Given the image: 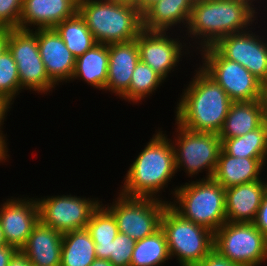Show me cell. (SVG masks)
Here are the masks:
<instances>
[{
  "instance_id": "6da1fadb",
  "label": "cell",
  "mask_w": 267,
  "mask_h": 266,
  "mask_svg": "<svg viewBox=\"0 0 267 266\" xmlns=\"http://www.w3.org/2000/svg\"><path fill=\"white\" fill-rule=\"evenodd\" d=\"M195 72L175 107V122L190 131L219 134L233 101L200 66Z\"/></svg>"
},
{
  "instance_id": "7a4b0ae2",
  "label": "cell",
  "mask_w": 267,
  "mask_h": 266,
  "mask_svg": "<svg viewBox=\"0 0 267 266\" xmlns=\"http://www.w3.org/2000/svg\"><path fill=\"white\" fill-rule=\"evenodd\" d=\"M257 13L251 6L239 0L196 1L187 30L183 31L187 32L191 41L194 40L199 45L196 50L200 51L214 46L223 37L251 29L250 26L258 18Z\"/></svg>"
},
{
  "instance_id": "3957f363",
  "label": "cell",
  "mask_w": 267,
  "mask_h": 266,
  "mask_svg": "<svg viewBox=\"0 0 267 266\" xmlns=\"http://www.w3.org/2000/svg\"><path fill=\"white\" fill-rule=\"evenodd\" d=\"M132 162L118 193L162 200L159 193L177 173L171 139L158 130Z\"/></svg>"
},
{
  "instance_id": "277c9868",
  "label": "cell",
  "mask_w": 267,
  "mask_h": 266,
  "mask_svg": "<svg viewBox=\"0 0 267 266\" xmlns=\"http://www.w3.org/2000/svg\"><path fill=\"white\" fill-rule=\"evenodd\" d=\"M78 13L97 43L128 42L142 28V14L135 6L107 0H78Z\"/></svg>"
},
{
  "instance_id": "5b68a950",
  "label": "cell",
  "mask_w": 267,
  "mask_h": 266,
  "mask_svg": "<svg viewBox=\"0 0 267 266\" xmlns=\"http://www.w3.org/2000/svg\"><path fill=\"white\" fill-rule=\"evenodd\" d=\"M173 190L169 205L183 218L213 233L226 223L225 188L213 178L191 180Z\"/></svg>"
},
{
  "instance_id": "8992f818",
  "label": "cell",
  "mask_w": 267,
  "mask_h": 266,
  "mask_svg": "<svg viewBox=\"0 0 267 266\" xmlns=\"http://www.w3.org/2000/svg\"><path fill=\"white\" fill-rule=\"evenodd\" d=\"M163 230L171 259L180 266H196L213 250L214 233L183 218L170 205L162 215Z\"/></svg>"
},
{
  "instance_id": "52a82bcc",
  "label": "cell",
  "mask_w": 267,
  "mask_h": 266,
  "mask_svg": "<svg viewBox=\"0 0 267 266\" xmlns=\"http://www.w3.org/2000/svg\"><path fill=\"white\" fill-rule=\"evenodd\" d=\"M175 128L176 136L171 140L174 149L176 172L181 169L192 178L204 171L206 178H212L217 166L221 139L219 134L194 132L187 130L178 123ZM207 169V170H206Z\"/></svg>"
},
{
  "instance_id": "ba28073f",
  "label": "cell",
  "mask_w": 267,
  "mask_h": 266,
  "mask_svg": "<svg viewBox=\"0 0 267 266\" xmlns=\"http://www.w3.org/2000/svg\"><path fill=\"white\" fill-rule=\"evenodd\" d=\"M200 67L213 78L233 102L260 100L267 88L241 64L225 58L214 46L199 51Z\"/></svg>"
},
{
  "instance_id": "9c48e42d",
  "label": "cell",
  "mask_w": 267,
  "mask_h": 266,
  "mask_svg": "<svg viewBox=\"0 0 267 266\" xmlns=\"http://www.w3.org/2000/svg\"><path fill=\"white\" fill-rule=\"evenodd\" d=\"M213 249L243 266H260L267 261V238L253 223H224L214 233Z\"/></svg>"
},
{
  "instance_id": "30bf717a",
  "label": "cell",
  "mask_w": 267,
  "mask_h": 266,
  "mask_svg": "<svg viewBox=\"0 0 267 266\" xmlns=\"http://www.w3.org/2000/svg\"><path fill=\"white\" fill-rule=\"evenodd\" d=\"M170 202L166 199L128 197L119 193L110 206H104L115 217L118 231L137 241L161 228L163 212Z\"/></svg>"
},
{
  "instance_id": "8fae6325",
  "label": "cell",
  "mask_w": 267,
  "mask_h": 266,
  "mask_svg": "<svg viewBox=\"0 0 267 266\" xmlns=\"http://www.w3.org/2000/svg\"><path fill=\"white\" fill-rule=\"evenodd\" d=\"M8 50L17 63V70L22 89L47 94L57 85L47 75L45 65L38 49V29L10 30Z\"/></svg>"
},
{
  "instance_id": "7c38bea8",
  "label": "cell",
  "mask_w": 267,
  "mask_h": 266,
  "mask_svg": "<svg viewBox=\"0 0 267 266\" xmlns=\"http://www.w3.org/2000/svg\"><path fill=\"white\" fill-rule=\"evenodd\" d=\"M43 197L36 199L39 221L62 234L87 228L92 213L102 203L98 198L71 194Z\"/></svg>"
},
{
  "instance_id": "4fadbf2b",
  "label": "cell",
  "mask_w": 267,
  "mask_h": 266,
  "mask_svg": "<svg viewBox=\"0 0 267 266\" xmlns=\"http://www.w3.org/2000/svg\"><path fill=\"white\" fill-rule=\"evenodd\" d=\"M168 33L142 29L136 38L140 61L150 66L164 81L178 67L184 53L190 56L186 47L188 43L184 44L180 42V38H172ZM182 48L188 52H184Z\"/></svg>"
},
{
  "instance_id": "5bb4252c",
  "label": "cell",
  "mask_w": 267,
  "mask_h": 266,
  "mask_svg": "<svg viewBox=\"0 0 267 266\" xmlns=\"http://www.w3.org/2000/svg\"><path fill=\"white\" fill-rule=\"evenodd\" d=\"M250 30L221 38L214 47L246 68L267 87V42Z\"/></svg>"
},
{
  "instance_id": "9a60e30c",
  "label": "cell",
  "mask_w": 267,
  "mask_h": 266,
  "mask_svg": "<svg viewBox=\"0 0 267 266\" xmlns=\"http://www.w3.org/2000/svg\"><path fill=\"white\" fill-rule=\"evenodd\" d=\"M13 196L0 205V224L7 245L17 250L25 245L33 227L39 222V209L36 199Z\"/></svg>"
},
{
  "instance_id": "2e32d148",
  "label": "cell",
  "mask_w": 267,
  "mask_h": 266,
  "mask_svg": "<svg viewBox=\"0 0 267 266\" xmlns=\"http://www.w3.org/2000/svg\"><path fill=\"white\" fill-rule=\"evenodd\" d=\"M38 49L47 75L56 85L71 81L76 58L54 28L38 29Z\"/></svg>"
},
{
  "instance_id": "e0dca14e",
  "label": "cell",
  "mask_w": 267,
  "mask_h": 266,
  "mask_svg": "<svg viewBox=\"0 0 267 266\" xmlns=\"http://www.w3.org/2000/svg\"><path fill=\"white\" fill-rule=\"evenodd\" d=\"M139 60L136 39L109 44L108 75L104 91H111L129 102L131 77Z\"/></svg>"
},
{
  "instance_id": "ac0fdd59",
  "label": "cell",
  "mask_w": 267,
  "mask_h": 266,
  "mask_svg": "<svg viewBox=\"0 0 267 266\" xmlns=\"http://www.w3.org/2000/svg\"><path fill=\"white\" fill-rule=\"evenodd\" d=\"M78 12V0H23L19 28H54Z\"/></svg>"
},
{
  "instance_id": "d6986e66",
  "label": "cell",
  "mask_w": 267,
  "mask_h": 266,
  "mask_svg": "<svg viewBox=\"0 0 267 266\" xmlns=\"http://www.w3.org/2000/svg\"><path fill=\"white\" fill-rule=\"evenodd\" d=\"M266 190L264 179L226 188V222L252 223Z\"/></svg>"
},
{
  "instance_id": "ffe728a7",
  "label": "cell",
  "mask_w": 267,
  "mask_h": 266,
  "mask_svg": "<svg viewBox=\"0 0 267 266\" xmlns=\"http://www.w3.org/2000/svg\"><path fill=\"white\" fill-rule=\"evenodd\" d=\"M63 234L40 221L33 230L21 252L34 266H60Z\"/></svg>"
},
{
  "instance_id": "44dd1931",
  "label": "cell",
  "mask_w": 267,
  "mask_h": 266,
  "mask_svg": "<svg viewBox=\"0 0 267 266\" xmlns=\"http://www.w3.org/2000/svg\"><path fill=\"white\" fill-rule=\"evenodd\" d=\"M267 158H240L227 154L222 148L219 152L213 179L225 189L243 183L262 180L260 177Z\"/></svg>"
},
{
  "instance_id": "7402d4cb",
  "label": "cell",
  "mask_w": 267,
  "mask_h": 266,
  "mask_svg": "<svg viewBox=\"0 0 267 266\" xmlns=\"http://www.w3.org/2000/svg\"><path fill=\"white\" fill-rule=\"evenodd\" d=\"M193 5V0H159L142 14V28L170 31L176 25L180 27L181 23L186 28Z\"/></svg>"
},
{
  "instance_id": "603a6c76",
  "label": "cell",
  "mask_w": 267,
  "mask_h": 266,
  "mask_svg": "<svg viewBox=\"0 0 267 266\" xmlns=\"http://www.w3.org/2000/svg\"><path fill=\"white\" fill-rule=\"evenodd\" d=\"M109 64V44L97 43L83 55L76 58L71 81L79 79L95 89L104 90Z\"/></svg>"
},
{
  "instance_id": "cb8c5ba5",
  "label": "cell",
  "mask_w": 267,
  "mask_h": 266,
  "mask_svg": "<svg viewBox=\"0 0 267 266\" xmlns=\"http://www.w3.org/2000/svg\"><path fill=\"white\" fill-rule=\"evenodd\" d=\"M262 124V104L260 100L232 102L225 118L220 139L240 137Z\"/></svg>"
},
{
  "instance_id": "d4e9b609",
  "label": "cell",
  "mask_w": 267,
  "mask_h": 266,
  "mask_svg": "<svg viewBox=\"0 0 267 266\" xmlns=\"http://www.w3.org/2000/svg\"><path fill=\"white\" fill-rule=\"evenodd\" d=\"M99 255L86 228L63 233L60 266H90Z\"/></svg>"
},
{
  "instance_id": "484cf974",
  "label": "cell",
  "mask_w": 267,
  "mask_h": 266,
  "mask_svg": "<svg viewBox=\"0 0 267 266\" xmlns=\"http://www.w3.org/2000/svg\"><path fill=\"white\" fill-rule=\"evenodd\" d=\"M169 259L171 257L166 236L160 228L152 235L135 242L130 266H162Z\"/></svg>"
},
{
  "instance_id": "4316f807",
  "label": "cell",
  "mask_w": 267,
  "mask_h": 266,
  "mask_svg": "<svg viewBox=\"0 0 267 266\" xmlns=\"http://www.w3.org/2000/svg\"><path fill=\"white\" fill-rule=\"evenodd\" d=\"M54 29L75 58L83 55L97 44L86 22L78 12L73 17L56 25Z\"/></svg>"
},
{
  "instance_id": "83f0119b",
  "label": "cell",
  "mask_w": 267,
  "mask_h": 266,
  "mask_svg": "<svg viewBox=\"0 0 267 266\" xmlns=\"http://www.w3.org/2000/svg\"><path fill=\"white\" fill-rule=\"evenodd\" d=\"M221 148L229 155L267 158V132L263 124L240 137L221 139Z\"/></svg>"
},
{
  "instance_id": "f1b7e54d",
  "label": "cell",
  "mask_w": 267,
  "mask_h": 266,
  "mask_svg": "<svg viewBox=\"0 0 267 266\" xmlns=\"http://www.w3.org/2000/svg\"><path fill=\"white\" fill-rule=\"evenodd\" d=\"M101 253L118 235V225L113 214L103 203L92 213L86 228Z\"/></svg>"
},
{
  "instance_id": "f546056e",
  "label": "cell",
  "mask_w": 267,
  "mask_h": 266,
  "mask_svg": "<svg viewBox=\"0 0 267 266\" xmlns=\"http://www.w3.org/2000/svg\"><path fill=\"white\" fill-rule=\"evenodd\" d=\"M164 80L147 64L139 60L131 77L129 86V102L140 103L153 95Z\"/></svg>"
},
{
  "instance_id": "4dcf8cb0",
  "label": "cell",
  "mask_w": 267,
  "mask_h": 266,
  "mask_svg": "<svg viewBox=\"0 0 267 266\" xmlns=\"http://www.w3.org/2000/svg\"><path fill=\"white\" fill-rule=\"evenodd\" d=\"M21 91L17 63L12 53L6 49L0 55V96L6 97L13 103Z\"/></svg>"
},
{
  "instance_id": "1f68e13d",
  "label": "cell",
  "mask_w": 267,
  "mask_h": 266,
  "mask_svg": "<svg viewBox=\"0 0 267 266\" xmlns=\"http://www.w3.org/2000/svg\"><path fill=\"white\" fill-rule=\"evenodd\" d=\"M135 242L128 235L119 232L100 255L114 266H130Z\"/></svg>"
},
{
  "instance_id": "d6a6232c",
  "label": "cell",
  "mask_w": 267,
  "mask_h": 266,
  "mask_svg": "<svg viewBox=\"0 0 267 266\" xmlns=\"http://www.w3.org/2000/svg\"><path fill=\"white\" fill-rule=\"evenodd\" d=\"M23 0H0V27L19 28Z\"/></svg>"
},
{
  "instance_id": "836d02e7",
  "label": "cell",
  "mask_w": 267,
  "mask_h": 266,
  "mask_svg": "<svg viewBox=\"0 0 267 266\" xmlns=\"http://www.w3.org/2000/svg\"><path fill=\"white\" fill-rule=\"evenodd\" d=\"M196 266H243V265L231 262L226 257L220 255L215 249H213Z\"/></svg>"
},
{
  "instance_id": "e575fe53",
  "label": "cell",
  "mask_w": 267,
  "mask_h": 266,
  "mask_svg": "<svg viewBox=\"0 0 267 266\" xmlns=\"http://www.w3.org/2000/svg\"><path fill=\"white\" fill-rule=\"evenodd\" d=\"M252 223L267 238V190L263 195L261 205Z\"/></svg>"
},
{
  "instance_id": "d590c367",
  "label": "cell",
  "mask_w": 267,
  "mask_h": 266,
  "mask_svg": "<svg viewBox=\"0 0 267 266\" xmlns=\"http://www.w3.org/2000/svg\"><path fill=\"white\" fill-rule=\"evenodd\" d=\"M13 103L10 102L6 97L4 96H0V147L8 154V146L6 143L7 142V137L4 135V131H2V126H3V122L5 121L6 117H7V113L9 111V109H11V105Z\"/></svg>"
},
{
  "instance_id": "8d00e7d4",
  "label": "cell",
  "mask_w": 267,
  "mask_h": 266,
  "mask_svg": "<svg viewBox=\"0 0 267 266\" xmlns=\"http://www.w3.org/2000/svg\"><path fill=\"white\" fill-rule=\"evenodd\" d=\"M18 250L11 245L0 246V266H8L9 261Z\"/></svg>"
},
{
  "instance_id": "74e56055",
  "label": "cell",
  "mask_w": 267,
  "mask_h": 266,
  "mask_svg": "<svg viewBox=\"0 0 267 266\" xmlns=\"http://www.w3.org/2000/svg\"><path fill=\"white\" fill-rule=\"evenodd\" d=\"M8 266H31L28 258L18 250L9 261Z\"/></svg>"
},
{
  "instance_id": "f35d334b",
  "label": "cell",
  "mask_w": 267,
  "mask_h": 266,
  "mask_svg": "<svg viewBox=\"0 0 267 266\" xmlns=\"http://www.w3.org/2000/svg\"><path fill=\"white\" fill-rule=\"evenodd\" d=\"M11 28L0 27V55L8 49V39Z\"/></svg>"
},
{
  "instance_id": "ab89813d",
  "label": "cell",
  "mask_w": 267,
  "mask_h": 266,
  "mask_svg": "<svg viewBox=\"0 0 267 266\" xmlns=\"http://www.w3.org/2000/svg\"><path fill=\"white\" fill-rule=\"evenodd\" d=\"M260 102L262 104V124L267 132V88L265 89Z\"/></svg>"
},
{
  "instance_id": "60d3db41",
  "label": "cell",
  "mask_w": 267,
  "mask_h": 266,
  "mask_svg": "<svg viewBox=\"0 0 267 266\" xmlns=\"http://www.w3.org/2000/svg\"><path fill=\"white\" fill-rule=\"evenodd\" d=\"M159 0H138L137 8L141 14H143L151 5Z\"/></svg>"
},
{
  "instance_id": "b9f144b4",
  "label": "cell",
  "mask_w": 267,
  "mask_h": 266,
  "mask_svg": "<svg viewBox=\"0 0 267 266\" xmlns=\"http://www.w3.org/2000/svg\"><path fill=\"white\" fill-rule=\"evenodd\" d=\"M90 266H114L109 260L99 255Z\"/></svg>"
},
{
  "instance_id": "7bdbcfd3",
  "label": "cell",
  "mask_w": 267,
  "mask_h": 266,
  "mask_svg": "<svg viewBox=\"0 0 267 266\" xmlns=\"http://www.w3.org/2000/svg\"><path fill=\"white\" fill-rule=\"evenodd\" d=\"M118 4H125L129 6H135L137 7L138 0H107Z\"/></svg>"
},
{
  "instance_id": "ee69618b",
  "label": "cell",
  "mask_w": 267,
  "mask_h": 266,
  "mask_svg": "<svg viewBox=\"0 0 267 266\" xmlns=\"http://www.w3.org/2000/svg\"><path fill=\"white\" fill-rule=\"evenodd\" d=\"M10 157L9 154H7L1 147H0V163L7 162V158Z\"/></svg>"
},
{
  "instance_id": "f6af8a7d",
  "label": "cell",
  "mask_w": 267,
  "mask_h": 266,
  "mask_svg": "<svg viewBox=\"0 0 267 266\" xmlns=\"http://www.w3.org/2000/svg\"><path fill=\"white\" fill-rule=\"evenodd\" d=\"M2 245H7L5 237H4V233L0 224V246Z\"/></svg>"
},
{
  "instance_id": "bcb514c9",
  "label": "cell",
  "mask_w": 267,
  "mask_h": 266,
  "mask_svg": "<svg viewBox=\"0 0 267 266\" xmlns=\"http://www.w3.org/2000/svg\"><path fill=\"white\" fill-rule=\"evenodd\" d=\"M239 1L245 2L246 4L251 6L255 11L258 10L257 7L253 4V2L254 1L256 2L257 0H239Z\"/></svg>"
}]
</instances>
